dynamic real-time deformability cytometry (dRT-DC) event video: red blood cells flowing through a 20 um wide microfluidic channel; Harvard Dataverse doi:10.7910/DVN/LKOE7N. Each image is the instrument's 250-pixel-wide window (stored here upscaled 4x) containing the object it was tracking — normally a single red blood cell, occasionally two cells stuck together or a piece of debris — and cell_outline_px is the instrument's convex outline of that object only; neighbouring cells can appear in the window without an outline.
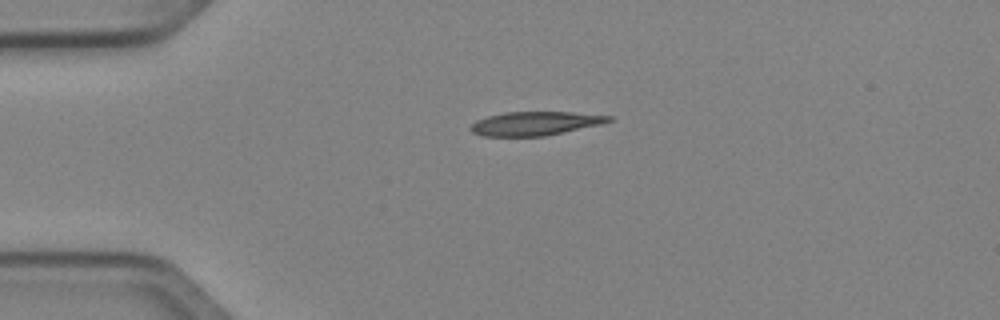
{"species": "Egyptian fruit bat (a non-hibernating species)", "species_latin": "Rousettus aegyptiacus", "temperature_condition": "cold", "stored_images_in_passage": 39, "camera_frame_rate_fps": 3000, "um_per_image_px": 0.085, "animal": {"sex": "female"}, "frame": {"image": 1, "passage_image": 1, "time_ms": 0.0, "image_size_px": [1000, 320], "cell_outline_px": [[612, 120], [600, 124], [544, 136], [484, 136], [472, 132], [468, 128], [476, 120], [488, 116], [504, 112], [572, 112], [612, 116]], "centroid_in_image_um": [45.44, 10.49], "position_along_channel_um": 39.6, "area_um2": 18.96}}
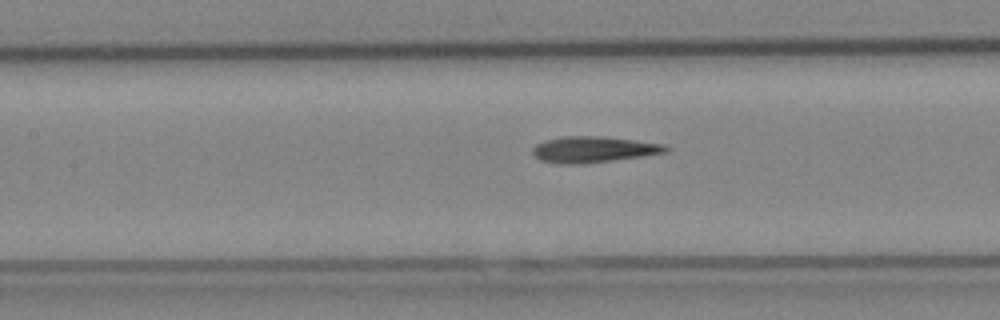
{"frame": {"image": 2, "passage_image": 12, "time_ms": 3.667, "image_size_px": [1000, 320], "cell_outline_px": [[672, 148], [668, 152], [644, 156], [584, 164], [560, 164], [540, 160], [532, 152], [532, 148], [536, 144], [544, 140], [564, 136], [604, 136], [664, 144]], "centroid_in_image_um": [50.47, 12.7], "position_along_channel_um": 156.9, "area_um2": 20.46}}
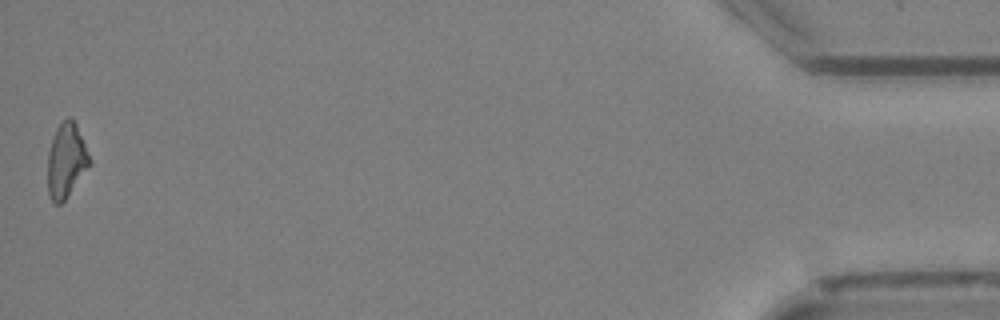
{"frame": {"image": 3, "passage_image": 39, "time_ms": 12.667, "image_size_px": [1000, 320], "cell_outline_px": [[92, 164], [68, 196], [60, 204], [52, 204], [48, 192], [48, 152], [56, 128], [68, 116], [72, 116], [76, 124], [92, 160]], "centroid_in_image_um": [5.65, 13.66], "position_along_channel_um": 429.6, "area_um2": 18.38}, "authors_computed_cell_mechanics": {"area_um2": 19.4208, "velocity_mm_per_s": 4.0669, "shape_relaxation_time_tau1_ms": 3.4315, "shape_relaxation_time_tau2_ms": 3.6353, "deformation_change_tau1": 0.178, "deformation_change_tau2": 0.1473}}